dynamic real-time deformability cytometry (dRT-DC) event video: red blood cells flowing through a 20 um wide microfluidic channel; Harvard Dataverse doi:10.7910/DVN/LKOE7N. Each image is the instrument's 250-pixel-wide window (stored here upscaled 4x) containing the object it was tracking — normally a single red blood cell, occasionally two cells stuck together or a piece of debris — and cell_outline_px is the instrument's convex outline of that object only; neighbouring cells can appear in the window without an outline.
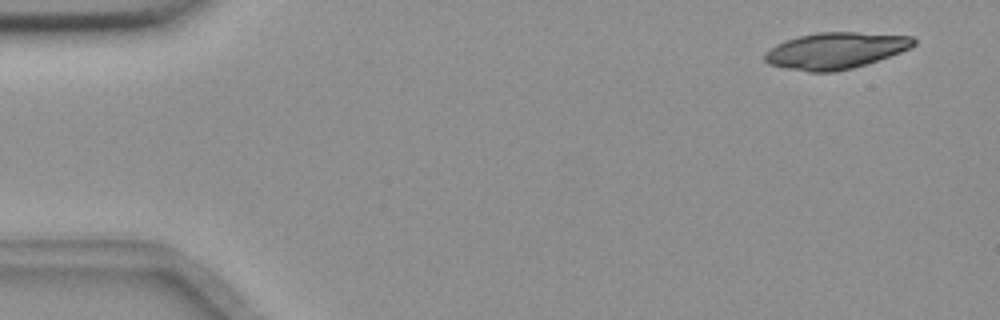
{"species": "common noctule bat (a hibernating species)", "species_latin": "Nyctalus noctula", "temperature_condition": "room temperature", "stored_images_in_passage": 54, "camera_frame_rate_fps": 3000, "um_per_image_px": 0.085, "animal": {"sex": "female", "body_mass_g": 18.4}, "frame": {"image": 1, "passage_image": 3, "time_ms": 0.667, "image_size_px": [1000, 320], "cell_outline_px": [[916, 44], [900, 52], [852, 68], [836, 72], [808, 72], [784, 68], [768, 64], [764, 60], [764, 52], [776, 44], [784, 40], [796, 36], [816, 32], [860, 32], [912, 36], [916, 40]], "centroid_in_image_um": [70.96, 4.29], "position_along_channel_um": 14.0, "area_um2": 31.73}}